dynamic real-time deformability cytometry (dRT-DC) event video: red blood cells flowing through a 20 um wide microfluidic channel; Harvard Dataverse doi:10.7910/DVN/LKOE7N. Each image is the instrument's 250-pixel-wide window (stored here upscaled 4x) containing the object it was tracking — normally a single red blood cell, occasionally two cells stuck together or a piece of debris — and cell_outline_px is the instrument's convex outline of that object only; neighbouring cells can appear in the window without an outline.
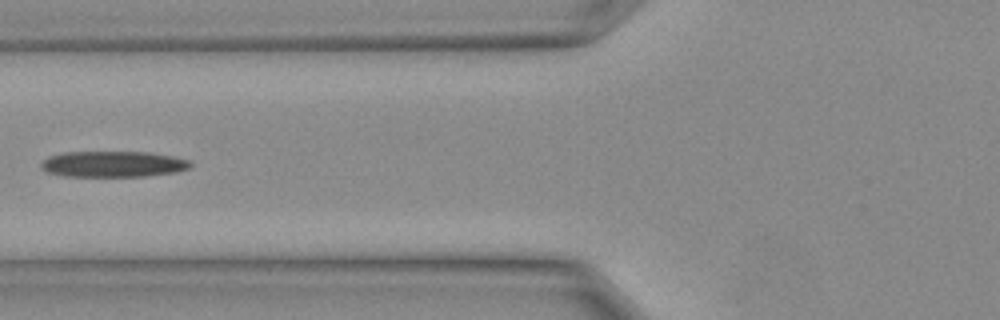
{"species": "Egyptian fruit bat (a non-hibernating species)", "species_latin": "Rousettus aegyptiacus", "temperature_condition": "warm", "stored_images_in_passage": 7, "camera_frame_rate_fps": 3000, "um_per_image_px": 0.085, "animal": {"sex": "female"}, "frame": {"image": 1, "passage_image": 6, "time_ms": 1.667, "image_size_px": [1000, 320], "cell_outline_px": [[192, 164], [188, 168], [176, 172], [148, 176], [64, 176], [44, 172], [40, 168], [40, 164], [48, 156], [64, 152], [148, 152], [172, 156], [188, 160]], "centroid_in_image_um": [9.56, 13.95], "position_along_channel_um": 116.2, "area_um2": 22.66}}